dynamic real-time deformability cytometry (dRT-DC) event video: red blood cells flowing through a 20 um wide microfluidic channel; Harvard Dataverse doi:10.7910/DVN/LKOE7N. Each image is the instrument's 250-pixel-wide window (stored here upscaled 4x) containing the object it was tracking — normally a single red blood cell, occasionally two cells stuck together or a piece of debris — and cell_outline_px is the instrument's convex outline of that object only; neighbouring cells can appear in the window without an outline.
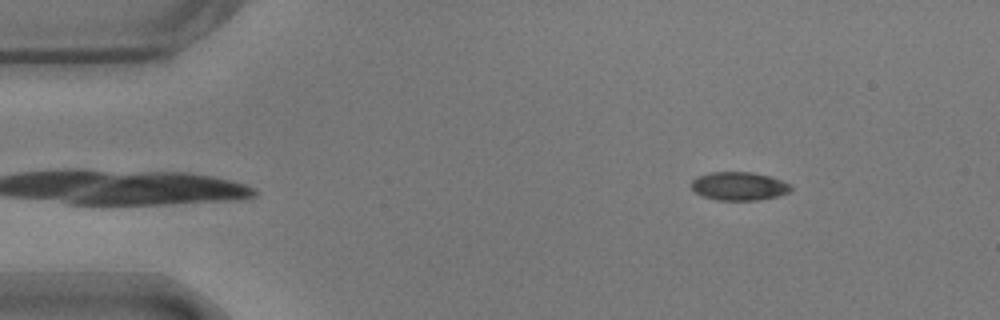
{"species": "common noctule bat (a hibernating species)", "species_latin": "Nyctalus noctula", "temperature_condition": "warm", "stored_images_in_passage": 49, "camera_frame_rate_fps": 3000, "um_per_image_px": 0.085, "animal": {"sex": "male", "body_mass_g": 17.9}, "frame": {"image": 1, "passage_image": 1, "time_ms": 0.0, "image_size_px": [1000, 320], "cell_outline_px": [[792, 188], [788, 192], [776, 196], [756, 200], [716, 200], [704, 196], [696, 192], [692, 188], [692, 180], [696, 176], [712, 172], [752, 172], [768, 176], [780, 180], [788, 184]], "centroid_in_image_um": [62.77, 15.81], "position_along_channel_um": 22.2, "area_um2": 16.18}}
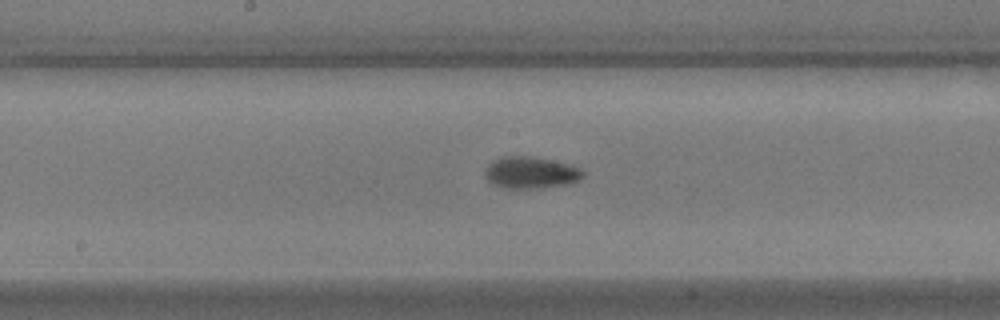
{"frame": {"image": 2, "passage_image": 22, "time_ms": 7.0, "image_size_px": [1000, 320], "cell_outline_px": [[584, 176], [580, 180], [568, 184], [540, 188], [504, 188], [492, 184], [484, 176], [484, 172], [488, 164], [492, 160], [504, 156], [528, 156], [568, 164], [580, 168], [584, 172]], "centroid_in_image_um": [45.09, 14.68], "position_along_channel_um": 203.1, "area_um2": 18.15}}
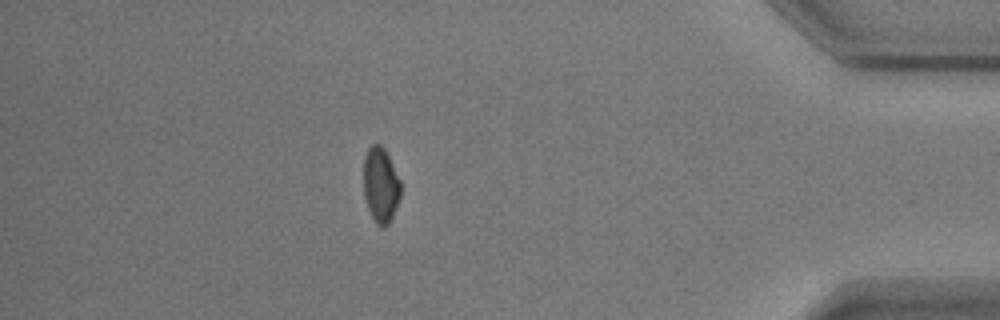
{"frame": {"image": 3, "passage_image": 42, "time_ms": 13.667, "image_size_px": [1000, 320], "cell_outline_px": [[400, 196], [392, 216], [388, 224], [384, 228], [380, 228], [376, 224], [368, 208], [364, 196], [364, 156], [368, 148], [372, 144], [380, 144], [384, 148], [400, 180]], "centroid_in_image_um": [32.34, 15.73], "position_along_channel_um": 402.9, "area_um2": 16.13}, "authors_computed_cell_mechanics": {"area_um2": 16.762, "velocity_mm_per_s": 3.6495, "shape_relaxation_time_tau1_ms": 3.0959, "shape_relaxation_time_tau2_ms": 2.9276, "deformation_change_tau1": 0.1139, "deformation_change_tau2": 0.0525}}